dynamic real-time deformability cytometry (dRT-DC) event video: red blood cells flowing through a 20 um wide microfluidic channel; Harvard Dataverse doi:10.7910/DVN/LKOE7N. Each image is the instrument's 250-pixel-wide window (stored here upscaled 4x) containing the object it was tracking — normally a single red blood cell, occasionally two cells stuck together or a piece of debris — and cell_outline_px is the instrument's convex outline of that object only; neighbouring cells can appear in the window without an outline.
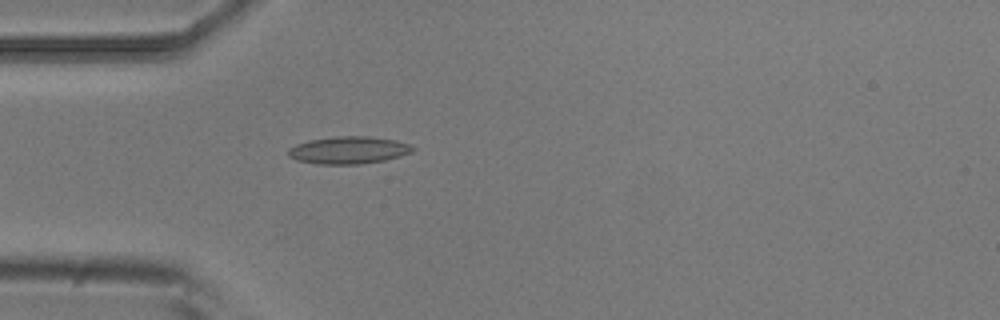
{"species": "common noctule bat (a hibernating species)", "species_latin": "Nyctalus noctula", "temperature_condition": "room temperature", "stored_images_in_passage": 2, "camera_frame_rate_fps": 3000, "um_per_image_px": 0.085, "animal": {"sex": "male", "body_mass_g": 20.5, "forearm_length_mm": 52.5}, "frame": {"image": 1, "passage_image": 2, "time_ms": 0.333, "image_size_px": [1000, 320], "cell_outline_px": [[416, 148], [412, 152], [400, 156], [384, 160], [360, 164], [316, 164], [296, 160], [288, 156], [288, 148], [296, 144], [308, 140], [336, 136], [368, 136], [396, 140], [412, 144]], "centroid_in_image_um": [29.64, 12.76], "position_along_channel_um": 55.4, "area_um2": 20.06}}